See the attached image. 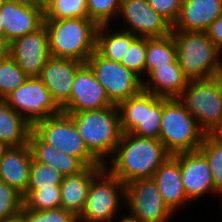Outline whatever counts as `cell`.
I'll return each instance as SVG.
<instances>
[{"instance_id":"c3c4849f","label":"cell","mask_w":222,"mask_h":222,"mask_svg":"<svg viewBox=\"0 0 222 222\" xmlns=\"http://www.w3.org/2000/svg\"><path fill=\"white\" fill-rule=\"evenodd\" d=\"M4 1L5 0H0V8L2 7Z\"/></svg>"},{"instance_id":"cb8c5ba5","label":"cell","mask_w":222,"mask_h":222,"mask_svg":"<svg viewBox=\"0 0 222 222\" xmlns=\"http://www.w3.org/2000/svg\"><path fill=\"white\" fill-rule=\"evenodd\" d=\"M28 144L36 161L53 167L63 176L78 174L86 168L78 158L55 149L44 142L33 130Z\"/></svg>"},{"instance_id":"ee69618b","label":"cell","mask_w":222,"mask_h":222,"mask_svg":"<svg viewBox=\"0 0 222 222\" xmlns=\"http://www.w3.org/2000/svg\"><path fill=\"white\" fill-rule=\"evenodd\" d=\"M120 222H137V221L134 220L132 217L127 216V217H123V219Z\"/></svg>"},{"instance_id":"f546056e","label":"cell","mask_w":222,"mask_h":222,"mask_svg":"<svg viewBox=\"0 0 222 222\" xmlns=\"http://www.w3.org/2000/svg\"><path fill=\"white\" fill-rule=\"evenodd\" d=\"M28 78L10 55L0 61V100L22 86Z\"/></svg>"},{"instance_id":"74e56055","label":"cell","mask_w":222,"mask_h":222,"mask_svg":"<svg viewBox=\"0 0 222 222\" xmlns=\"http://www.w3.org/2000/svg\"><path fill=\"white\" fill-rule=\"evenodd\" d=\"M208 38L222 51V15L206 31Z\"/></svg>"},{"instance_id":"7402d4cb","label":"cell","mask_w":222,"mask_h":222,"mask_svg":"<svg viewBox=\"0 0 222 222\" xmlns=\"http://www.w3.org/2000/svg\"><path fill=\"white\" fill-rule=\"evenodd\" d=\"M165 205L173 211L185 201H190L185 194L179 163V153L170 155L156 170L152 177Z\"/></svg>"},{"instance_id":"d4e9b609","label":"cell","mask_w":222,"mask_h":222,"mask_svg":"<svg viewBox=\"0 0 222 222\" xmlns=\"http://www.w3.org/2000/svg\"><path fill=\"white\" fill-rule=\"evenodd\" d=\"M33 126L4 100H0V140L10 147L28 144Z\"/></svg>"},{"instance_id":"ffe728a7","label":"cell","mask_w":222,"mask_h":222,"mask_svg":"<svg viewBox=\"0 0 222 222\" xmlns=\"http://www.w3.org/2000/svg\"><path fill=\"white\" fill-rule=\"evenodd\" d=\"M32 159L29 144L10 147L0 158V180L24 195L29 185Z\"/></svg>"},{"instance_id":"f1b7e54d","label":"cell","mask_w":222,"mask_h":222,"mask_svg":"<svg viewBox=\"0 0 222 222\" xmlns=\"http://www.w3.org/2000/svg\"><path fill=\"white\" fill-rule=\"evenodd\" d=\"M24 207L32 211H45L61 207L60 186L42 189H27L23 195Z\"/></svg>"},{"instance_id":"7c38bea8","label":"cell","mask_w":222,"mask_h":222,"mask_svg":"<svg viewBox=\"0 0 222 222\" xmlns=\"http://www.w3.org/2000/svg\"><path fill=\"white\" fill-rule=\"evenodd\" d=\"M125 201L137 222H166L173 214L165 205L152 178L139 179L125 185Z\"/></svg>"},{"instance_id":"4316f807","label":"cell","mask_w":222,"mask_h":222,"mask_svg":"<svg viewBox=\"0 0 222 222\" xmlns=\"http://www.w3.org/2000/svg\"><path fill=\"white\" fill-rule=\"evenodd\" d=\"M177 60V47L172 33L164 37H147L145 72L149 75L158 66H168Z\"/></svg>"},{"instance_id":"4dcf8cb0","label":"cell","mask_w":222,"mask_h":222,"mask_svg":"<svg viewBox=\"0 0 222 222\" xmlns=\"http://www.w3.org/2000/svg\"><path fill=\"white\" fill-rule=\"evenodd\" d=\"M88 18L87 0H53L45 9L44 19Z\"/></svg>"},{"instance_id":"d6986e66","label":"cell","mask_w":222,"mask_h":222,"mask_svg":"<svg viewBox=\"0 0 222 222\" xmlns=\"http://www.w3.org/2000/svg\"><path fill=\"white\" fill-rule=\"evenodd\" d=\"M222 15V0H183L171 31L206 32Z\"/></svg>"},{"instance_id":"1f68e13d","label":"cell","mask_w":222,"mask_h":222,"mask_svg":"<svg viewBox=\"0 0 222 222\" xmlns=\"http://www.w3.org/2000/svg\"><path fill=\"white\" fill-rule=\"evenodd\" d=\"M63 175L53 167L40 163L34 158L31 161L28 189L53 188L60 186Z\"/></svg>"},{"instance_id":"9a60e30c","label":"cell","mask_w":222,"mask_h":222,"mask_svg":"<svg viewBox=\"0 0 222 222\" xmlns=\"http://www.w3.org/2000/svg\"><path fill=\"white\" fill-rule=\"evenodd\" d=\"M119 12L124 23L130 24L129 30L125 28L124 31L137 37H164L171 33L172 25L147 0H122Z\"/></svg>"},{"instance_id":"8fae6325","label":"cell","mask_w":222,"mask_h":222,"mask_svg":"<svg viewBox=\"0 0 222 222\" xmlns=\"http://www.w3.org/2000/svg\"><path fill=\"white\" fill-rule=\"evenodd\" d=\"M4 101L32 126L40 120L61 112V109L53 101L50 91L39 77H29Z\"/></svg>"},{"instance_id":"e575fe53","label":"cell","mask_w":222,"mask_h":222,"mask_svg":"<svg viewBox=\"0 0 222 222\" xmlns=\"http://www.w3.org/2000/svg\"><path fill=\"white\" fill-rule=\"evenodd\" d=\"M121 2L122 0H87L88 18L98 26L108 25L113 15H119L117 12Z\"/></svg>"},{"instance_id":"44dd1931","label":"cell","mask_w":222,"mask_h":222,"mask_svg":"<svg viewBox=\"0 0 222 222\" xmlns=\"http://www.w3.org/2000/svg\"><path fill=\"white\" fill-rule=\"evenodd\" d=\"M106 166H88L75 175L64 176L60 185L61 208L77 218L84 210L90 184Z\"/></svg>"},{"instance_id":"8d00e7d4","label":"cell","mask_w":222,"mask_h":222,"mask_svg":"<svg viewBox=\"0 0 222 222\" xmlns=\"http://www.w3.org/2000/svg\"><path fill=\"white\" fill-rule=\"evenodd\" d=\"M149 5L171 25L178 18L183 0H147Z\"/></svg>"},{"instance_id":"ac0fdd59","label":"cell","mask_w":222,"mask_h":222,"mask_svg":"<svg viewBox=\"0 0 222 222\" xmlns=\"http://www.w3.org/2000/svg\"><path fill=\"white\" fill-rule=\"evenodd\" d=\"M3 21V38L12 40L34 32L44 24L42 10L19 4L13 0H5L0 8Z\"/></svg>"},{"instance_id":"7dc6e473","label":"cell","mask_w":222,"mask_h":222,"mask_svg":"<svg viewBox=\"0 0 222 222\" xmlns=\"http://www.w3.org/2000/svg\"><path fill=\"white\" fill-rule=\"evenodd\" d=\"M53 0H41V2L47 6L50 2H52Z\"/></svg>"},{"instance_id":"277c9868","label":"cell","mask_w":222,"mask_h":222,"mask_svg":"<svg viewBox=\"0 0 222 222\" xmlns=\"http://www.w3.org/2000/svg\"><path fill=\"white\" fill-rule=\"evenodd\" d=\"M177 47V60L189 80L217 77L222 67L221 50L206 32L171 31Z\"/></svg>"},{"instance_id":"6da1fadb","label":"cell","mask_w":222,"mask_h":222,"mask_svg":"<svg viewBox=\"0 0 222 222\" xmlns=\"http://www.w3.org/2000/svg\"><path fill=\"white\" fill-rule=\"evenodd\" d=\"M114 155L108 170L126 185L135 180L152 178L171 154L159 139L122 133Z\"/></svg>"},{"instance_id":"836d02e7","label":"cell","mask_w":222,"mask_h":222,"mask_svg":"<svg viewBox=\"0 0 222 222\" xmlns=\"http://www.w3.org/2000/svg\"><path fill=\"white\" fill-rule=\"evenodd\" d=\"M147 37H137L129 46L121 64L140 76L145 72Z\"/></svg>"},{"instance_id":"e0dca14e","label":"cell","mask_w":222,"mask_h":222,"mask_svg":"<svg viewBox=\"0 0 222 222\" xmlns=\"http://www.w3.org/2000/svg\"><path fill=\"white\" fill-rule=\"evenodd\" d=\"M182 184L189 200L201 197L214 188L211 170L206 158L197 150L179 153Z\"/></svg>"},{"instance_id":"2e32d148","label":"cell","mask_w":222,"mask_h":222,"mask_svg":"<svg viewBox=\"0 0 222 222\" xmlns=\"http://www.w3.org/2000/svg\"><path fill=\"white\" fill-rule=\"evenodd\" d=\"M83 64L75 59L51 56L42 68L39 78L60 109L70 101L75 74Z\"/></svg>"},{"instance_id":"d590c367","label":"cell","mask_w":222,"mask_h":222,"mask_svg":"<svg viewBox=\"0 0 222 222\" xmlns=\"http://www.w3.org/2000/svg\"><path fill=\"white\" fill-rule=\"evenodd\" d=\"M20 214L23 222H78V218L74 214L61 207L45 211H32L23 206Z\"/></svg>"},{"instance_id":"5b68a950","label":"cell","mask_w":222,"mask_h":222,"mask_svg":"<svg viewBox=\"0 0 222 222\" xmlns=\"http://www.w3.org/2000/svg\"><path fill=\"white\" fill-rule=\"evenodd\" d=\"M205 134L178 98L163 97L159 140L171 155L197 151Z\"/></svg>"},{"instance_id":"30bf717a","label":"cell","mask_w":222,"mask_h":222,"mask_svg":"<svg viewBox=\"0 0 222 222\" xmlns=\"http://www.w3.org/2000/svg\"><path fill=\"white\" fill-rule=\"evenodd\" d=\"M119 192L125 199V184L105 167L90 184L86 204L78 222H112L120 202Z\"/></svg>"},{"instance_id":"5bb4252c","label":"cell","mask_w":222,"mask_h":222,"mask_svg":"<svg viewBox=\"0 0 222 222\" xmlns=\"http://www.w3.org/2000/svg\"><path fill=\"white\" fill-rule=\"evenodd\" d=\"M114 105L93 70L84 63L76 72L70 101L61 109L64 113H80Z\"/></svg>"},{"instance_id":"4fadbf2b","label":"cell","mask_w":222,"mask_h":222,"mask_svg":"<svg viewBox=\"0 0 222 222\" xmlns=\"http://www.w3.org/2000/svg\"><path fill=\"white\" fill-rule=\"evenodd\" d=\"M9 55L29 77H39L42 68L51 57L45 25L12 40L9 43Z\"/></svg>"},{"instance_id":"f6af8a7d","label":"cell","mask_w":222,"mask_h":222,"mask_svg":"<svg viewBox=\"0 0 222 222\" xmlns=\"http://www.w3.org/2000/svg\"><path fill=\"white\" fill-rule=\"evenodd\" d=\"M0 37H3V21L1 14H0Z\"/></svg>"},{"instance_id":"9c48e42d","label":"cell","mask_w":222,"mask_h":222,"mask_svg":"<svg viewBox=\"0 0 222 222\" xmlns=\"http://www.w3.org/2000/svg\"><path fill=\"white\" fill-rule=\"evenodd\" d=\"M97 81L104 87L113 104L137 95L143 90V80L119 62L102 57L96 50L86 62Z\"/></svg>"},{"instance_id":"60d3db41","label":"cell","mask_w":222,"mask_h":222,"mask_svg":"<svg viewBox=\"0 0 222 222\" xmlns=\"http://www.w3.org/2000/svg\"><path fill=\"white\" fill-rule=\"evenodd\" d=\"M210 134L219 141H222V120Z\"/></svg>"},{"instance_id":"bcb514c9","label":"cell","mask_w":222,"mask_h":222,"mask_svg":"<svg viewBox=\"0 0 222 222\" xmlns=\"http://www.w3.org/2000/svg\"><path fill=\"white\" fill-rule=\"evenodd\" d=\"M217 78L219 79V81L221 82V85H222V67L220 68V70L217 74Z\"/></svg>"},{"instance_id":"484cf974","label":"cell","mask_w":222,"mask_h":222,"mask_svg":"<svg viewBox=\"0 0 222 222\" xmlns=\"http://www.w3.org/2000/svg\"><path fill=\"white\" fill-rule=\"evenodd\" d=\"M108 25H99L96 33V51L104 58L121 63L131 43L137 38L127 31L104 34Z\"/></svg>"},{"instance_id":"b9f144b4","label":"cell","mask_w":222,"mask_h":222,"mask_svg":"<svg viewBox=\"0 0 222 222\" xmlns=\"http://www.w3.org/2000/svg\"><path fill=\"white\" fill-rule=\"evenodd\" d=\"M10 148L5 142L0 140V158L4 155V153Z\"/></svg>"},{"instance_id":"ab89813d","label":"cell","mask_w":222,"mask_h":222,"mask_svg":"<svg viewBox=\"0 0 222 222\" xmlns=\"http://www.w3.org/2000/svg\"><path fill=\"white\" fill-rule=\"evenodd\" d=\"M9 55V43L0 37V61L5 59Z\"/></svg>"},{"instance_id":"f35d334b","label":"cell","mask_w":222,"mask_h":222,"mask_svg":"<svg viewBox=\"0 0 222 222\" xmlns=\"http://www.w3.org/2000/svg\"><path fill=\"white\" fill-rule=\"evenodd\" d=\"M13 1H16L19 4H22L25 6L42 10L43 12H45V9H46V6L41 2V0H13Z\"/></svg>"},{"instance_id":"603a6c76","label":"cell","mask_w":222,"mask_h":222,"mask_svg":"<svg viewBox=\"0 0 222 222\" xmlns=\"http://www.w3.org/2000/svg\"><path fill=\"white\" fill-rule=\"evenodd\" d=\"M152 87L143 81V90L159 97L178 98L189 82L178 60L168 66H158L149 76Z\"/></svg>"},{"instance_id":"7bdbcfd3","label":"cell","mask_w":222,"mask_h":222,"mask_svg":"<svg viewBox=\"0 0 222 222\" xmlns=\"http://www.w3.org/2000/svg\"><path fill=\"white\" fill-rule=\"evenodd\" d=\"M0 222H23L22 218H21V214L13 217V218H10V219H7V220H0Z\"/></svg>"},{"instance_id":"7a4b0ae2","label":"cell","mask_w":222,"mask_h":222,"mask_svg":"<svg viewBox=\"0 0 222 222\" xmlns=\"http://www.w3.org/2000/svg\"><path fill=\"white\" fill-rule=\"evenodd\" d=\"M52 57L86 63L96 50L98 25L89 18L44 19Z\"/></svg>"},{"instance_id":"83f0119b","label":"cell","mask_w":222,"mask_h":222,"mask_svg":"<svg viewBox=\"0 0 222 222\" xmlns=\"http://www.w3.org/2000/svg\"><path fill=\"white\" fill-rule=\"evenodd\" d=\"M198 151L208 162L215 190L222 194V141L207 133Z\"/></svg>"},{"instance_id":"ba28073f","label":"cell","mask_w":222,"mask_h":222,"mask_svg":"<svg viewBox=\"0 0 222 222\" xmlns=\"http://www.w3.org/2000/svg\"><path fill=\"white\" fill-rule=\"evenodd\" d=\"M178 99L206 134L222 120V85L217 77L189 80Z\"/></svg>"},{"instance_id":"3957f363","label":"cell","mask_w":222,"mask_h":222,"mask_svg":"<svg viewBox=\"0 0 222 222\" xmlns=\"http://www.w3.org/2000/svg\"><path fill=\"white\" fill-rule=\"evenodd\" d=\"M66 114L72 118L88 150L105 165L104 158L115 153L122 136L117 105Z\"/></svg>"},{"instance_id":"d6a6232c","label":"cell","mask_w":222,"mask_h":222,"mask_svg":"<svg viewBox=\"0 0 222 222\" xmlns=\"http://www.w3.org/2000/svg\"><path fill=\"white\" fill-rule=\"evenodd\" d=\"M23 206V195L0 180V220L19 215Z\"/></svg>"},{"instance_id":"8992f818","label":"cell","mask_w":222,"mask_h":222,"mask_svg":"<svg viewBox=\"0 0 222 222\" xmlns=\"http://www.w3.org/2000/svg\"><path fill=\"white\" fill-rule=\"evenodd\" d=\"M122 133L159 139L163 97L142 90L117 104Z\"/></svg>"},{"instance_id":"52a82bcc","label":"cell","mask_w":222,"mask_h":222,"mask_svg":"<svg viewBox=\"0 0 222 222\" xmlns=\"http://www.w3.org/2000/svg\"><path fill=\"white\" fill-rule=\"evenodd\" d=\"M33 131L55 149L78 158L86 167L106 166L88 150L72 118L62 111L36 122Z\"/></svg>"}]
</instances>
